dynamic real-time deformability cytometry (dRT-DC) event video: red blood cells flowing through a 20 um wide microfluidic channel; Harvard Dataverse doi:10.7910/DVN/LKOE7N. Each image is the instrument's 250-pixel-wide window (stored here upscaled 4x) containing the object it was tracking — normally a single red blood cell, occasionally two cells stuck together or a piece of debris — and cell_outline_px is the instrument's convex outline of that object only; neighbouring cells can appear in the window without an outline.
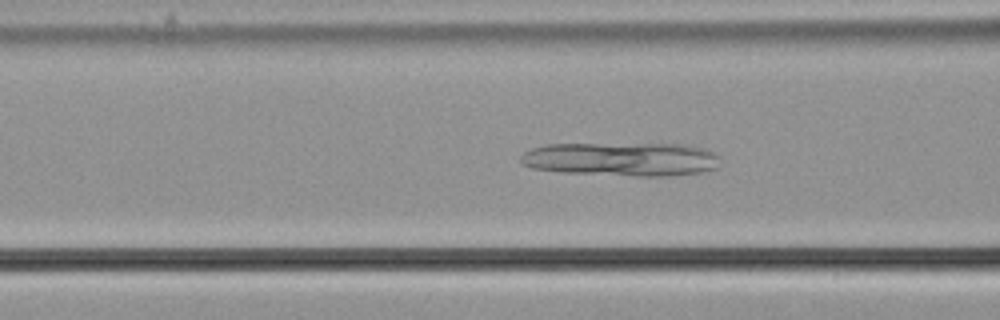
{"species": "common noctule bat (a hibernating species)", "species_latin": "Nyctalus noctula", "temperature_condition": "cold", "stored_images_in_passage": 57, "camera_frame_rate_fps": 3000, "um_per_image_px": 0.085, "animal": {"sex": "male", "body_mass_g": 21.5, "forearm_length_mm": 52.0}, "frame": {"image": 1, "passage_image": 23, "time_ms": 7.333, "image_size_px": [1000, 320], "cell_outline_px": [[720, 156], [716, 168], [704, 172], [668, 176], [636, 176], [560, 172], [532, 168], [520, 164], [520, 156], [524, 152], [532, 148], [548, 144], [688, 144], [704, 148]], "centroid_in_image_um": [52.83, 13.53], "position_along_channel_um": 113.8, "area_um2": 39.59}}
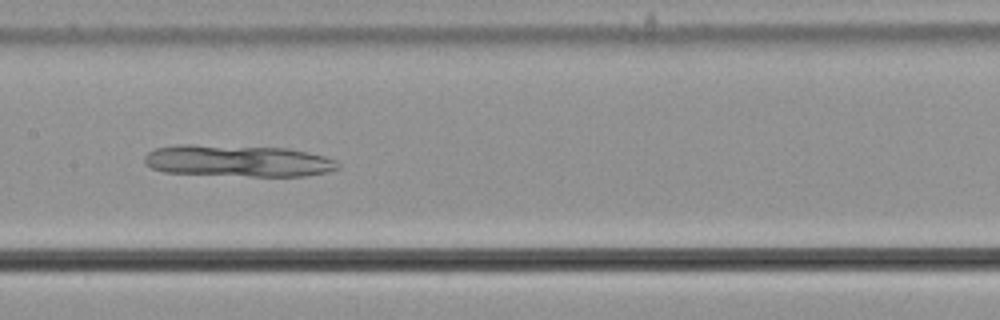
{"frame": {"image": 2, "passage_image": 29, "time_ms": 9.333, "image_size_px": [1000, 320], "cell_outline_px": [[340, 168], [328, 172], [304, 176], [248, 176], [164, 172], [152, 168], [144, 164], [144, 156], [148, 152], [156, 148], [176, 144], [192, 144], [288, 148], [308, 152], [324, 156], [336, 160], [340, 164]], "centroid_in_image_um": [20.23, 13.67], "position_along_channel_um": 187.2, "area_um2": 36.07}}
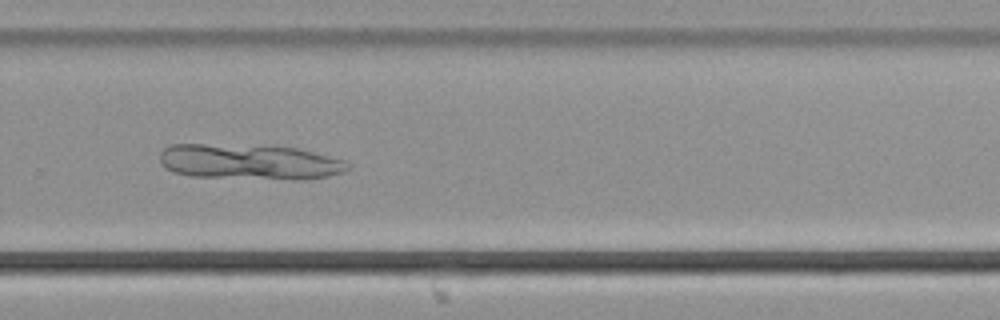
{"frame": {"image": 3, "passage_image": 39, "time_ms": 12.667, "image_size_px": [1000, 320], "cell_outline_px": [[348, 168], [344, 172], [328, 176], [300, 180], [292, 180], [192, 176], [172, 172], [160, 164], [160, 152], [164, 148], [172, 144], [204, 144], [296, 148], [344, 160], [348, 164]], "centroid_in_image_um": [21.16, 13.78], "position_along_channel_um": 308.6, "area_um2": 38.55}}